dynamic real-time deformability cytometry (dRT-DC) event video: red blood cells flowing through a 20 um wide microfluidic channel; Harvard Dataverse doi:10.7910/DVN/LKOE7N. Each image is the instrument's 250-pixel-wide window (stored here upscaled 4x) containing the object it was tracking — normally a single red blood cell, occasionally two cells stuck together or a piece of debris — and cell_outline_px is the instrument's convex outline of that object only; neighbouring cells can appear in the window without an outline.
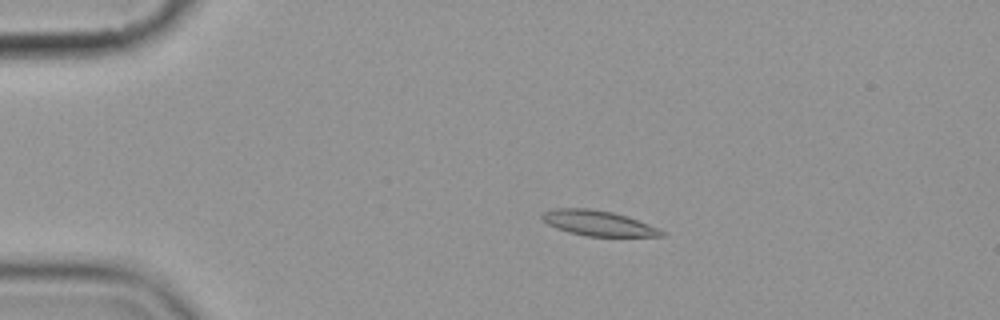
{"species": "common noctule bat (a hibernating species)", "species_latin": "Nyctalus noctula", "temperature_condition": "cold", "stored_images_in_passage": 6, "camera_frame_rate_fps": 3000, "um_per_image_px": 0.085, "animal": {"sex": "female", "body_mass_g": 19.9}, "frame": {"image": 1, "passage_image": 4, "time_ms": 3.667, "image_size_px": [1000, 320], "cell_outline_px": [[664, 236], [588, 236], [568, 232], [556, 228], [548, 224], [540, 216], [544, 212], [556, 208], [588, 208], [612, 212], [628, 216], [648, 224], [664, 232]], "centroid_in_image_um": [50.82, 18.96], "position_along_channel_um": 34.2, "area_um2": 17.34}}
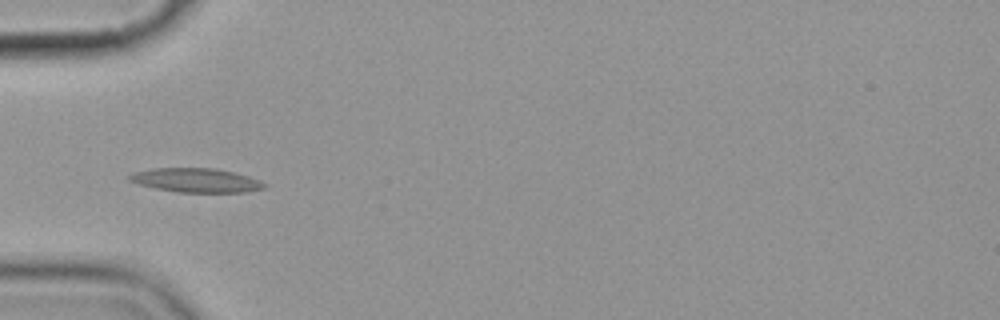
{"frame": {"image": 2, "passage_image": 6, "time_ms": 6.0, "image_size_px": [1000, 320], "cell_outline_px": [[268, 184], [264, 188], [248, 192], [176, 192], [156, 188], [140, 184], [128, 180], [124, 176], [136, 172], [152, 168], [216, 168], [248, 176]], "centroid_in_image_um": [16.66, 15.32], "position_along_channel_um": 68.3, "area_um2": 18.9}}